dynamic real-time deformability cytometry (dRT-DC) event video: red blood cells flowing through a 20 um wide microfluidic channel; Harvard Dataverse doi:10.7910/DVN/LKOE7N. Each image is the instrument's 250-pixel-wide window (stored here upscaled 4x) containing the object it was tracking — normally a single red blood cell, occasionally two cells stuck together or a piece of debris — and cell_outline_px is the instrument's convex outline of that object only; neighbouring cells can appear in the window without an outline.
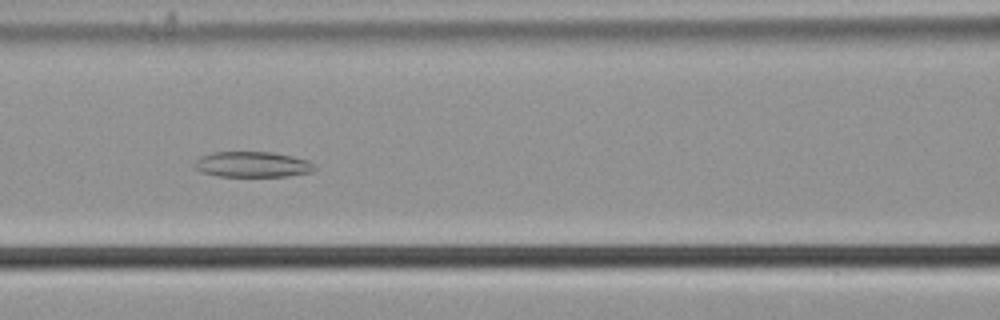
{"species": "common noctule bat (a hibernating species)", "species_latin": "Nyctalus noctula", "temperature_condition": "cold", "stored_images_in_passage": 46, "camera_frame_rate_fps": 3000, "um_per_image_px": 0.085, "animal": {"sex": "male", "body_mass_g": 21.5, "forearm_length_mm": 52.0}, "frame": {"image": 1, "passage_image": 14, "time_ms": 4.333, "image_size_px": [1000, 320], "cell_outline_px": [[316, 168], [312, 172], [288, 176], [216, 176], [200, 172], [192, 168], [192, 164], [200, 156], [212, 152], [272, 152], [292, 156], [308, 160], [316, 164]], "centroid_in_image_um": [21.42, 13.98], "position_along_channel_um": 145.2, "area_um2": 18.21}}
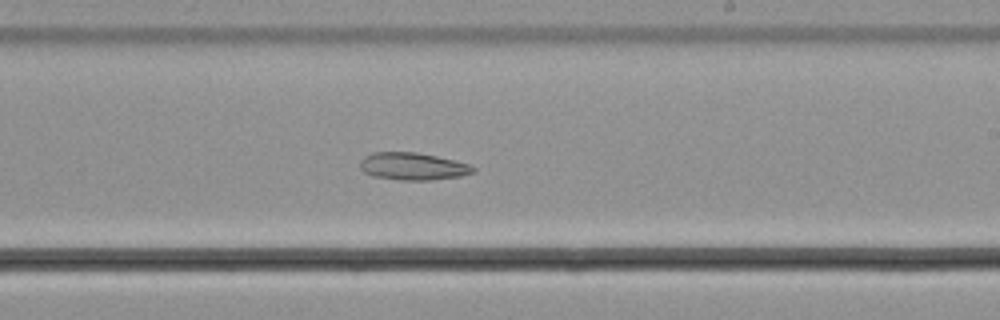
{"frame": {"image": 2, "passage_image": 23, "time_ms": 7.333, "image_size_px": [1000, 320], "cell_outline_px": [[476, 172], [460, 176], [432, 180], [400, 180], [372, 176], [364, 172], [360, 168], [360, 160], [364, 156], [372, 152], [416, 152], [436, 156], [472, 164], [476, 168]], "centroid_in_image_um": [35.1, 14.14], "position_along_channel_um": 253.9, "area_um2": 18.26}}
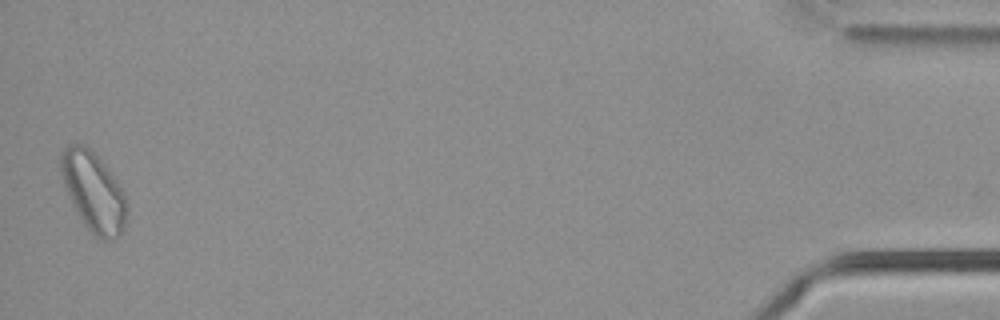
{"frame": {"image": 3, "passage_image": 45, "time_ms": 14.667, "image_size_px": [1000, 320], "cell_outline_px": [[124, 228], [120, 236], [112, 240], [96, 240], [84, 224], [68, 196], [60, 176], [60, 152], [68, 144], [84, 144], [104, 164], [116, 180], [124, 196]], "centroid_in_image_um": [7.88, 16.31], "position_along_channel_um": 427.3, "area_um2": 30.11}}